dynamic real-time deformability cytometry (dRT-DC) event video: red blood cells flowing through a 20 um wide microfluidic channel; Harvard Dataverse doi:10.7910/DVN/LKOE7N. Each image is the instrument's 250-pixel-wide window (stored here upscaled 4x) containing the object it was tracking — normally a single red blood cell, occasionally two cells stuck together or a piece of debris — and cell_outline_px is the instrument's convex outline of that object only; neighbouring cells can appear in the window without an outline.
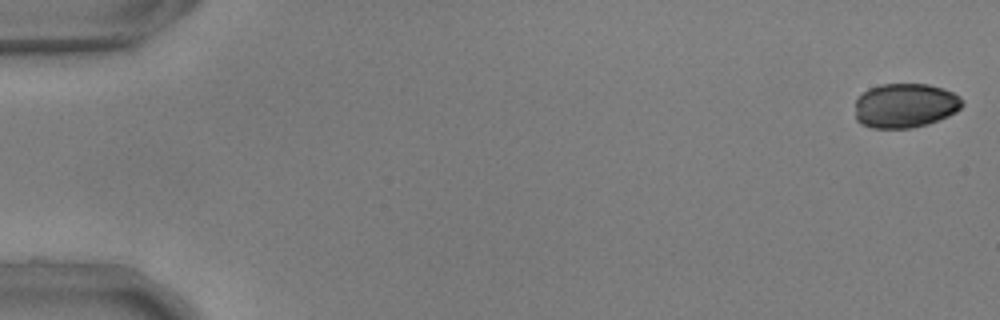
{"species": "common noctule bat (a hibernating species)", "species_latin": "Nyctalus noctula", "temperature_condition": "warm", "stored_images_in_passage": 55, "camera_frame_rate_fps": 3000, "um_per_image_px": 0.085, "animal": {"sex": "male", "body_mass_g": 17.9, "forearm_length_mm": 54.2}, "frame": {"image": 1, "passage_image": 1, "time_ms": 0.0, "image_size_px": [1000, 320], "cell_outline_px": [[964, 104], [956, 112], [948, 116], [928, 124], [912, 128], [872, 128], [860, 124], [856, 120], [856, 96], [868, 88], [880, 84], [928, 84], [952, 92], [960, 96], [964, 100]], "centroid_in_image_um": [76.92, 8.97], "position_along_channel_um": 8.1, "area_um2": 28.09}}
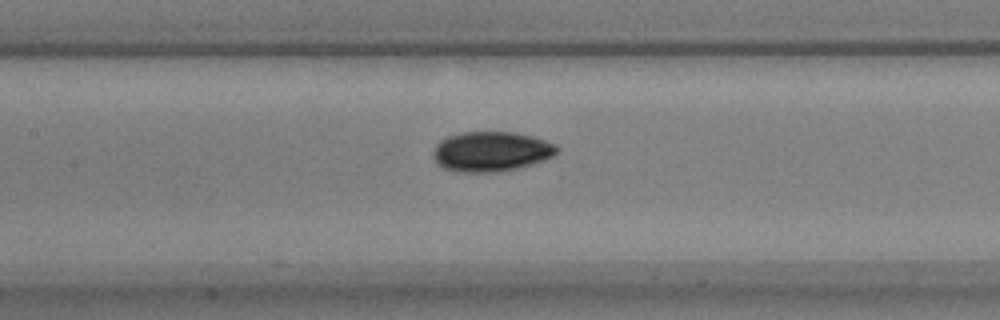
{"frame": {"image": 2, "passage_image": 26, "time_ms": 8.333, "image_size_px": [1000, 320], "cell_outline_px": [[560, 148], [552, 156], [544, 160], [516, 168], [500, 172], [460, 172], [444, 168], [436, 164], [432, 156], [432, 152], [436, 144], [440, 140], [448, 136], [460, 132], [512, 132], [532, 136], [556, 144]], "centroid_in_image_um": [41.71, 12.88], "position_along_channel_um": 165.7, "area_um2": 28.9}}
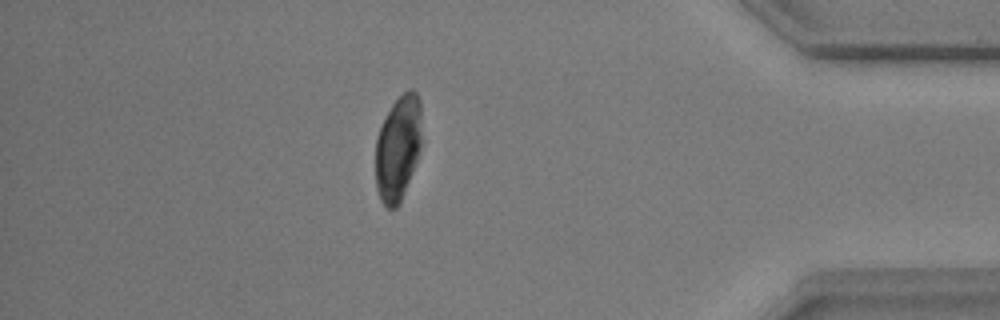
{"frame": {"image": 3, "passage_image": 48, "time_ms": 15.667, "image_size_px": [1000, 320], "cell_outline_px": [[420, 148], [416, 160], [400, 204], [396, 208], [388, 208], [380, 200], [376, 188], [376, 140], [380, 128], [392, 104], [408, 88], [412, 88], [416, 92], [420, 100]], "centroid_in_image_um": [33.82, 12.59], "position_along_channel_um": 401.4, "area_um2": 27.92}, "authors_computed_cell_mechanics": {"area_um2": 28.9, "velocity_mm_per_s": 3.6928, "shape_relaxation_time_tau1_ms": 2.4948, "shape_relaxation_time_tau2_ms": 5.2162, "deformation_change_tau1": 0.0909, "deformation_change_tau2": 0.0746}}